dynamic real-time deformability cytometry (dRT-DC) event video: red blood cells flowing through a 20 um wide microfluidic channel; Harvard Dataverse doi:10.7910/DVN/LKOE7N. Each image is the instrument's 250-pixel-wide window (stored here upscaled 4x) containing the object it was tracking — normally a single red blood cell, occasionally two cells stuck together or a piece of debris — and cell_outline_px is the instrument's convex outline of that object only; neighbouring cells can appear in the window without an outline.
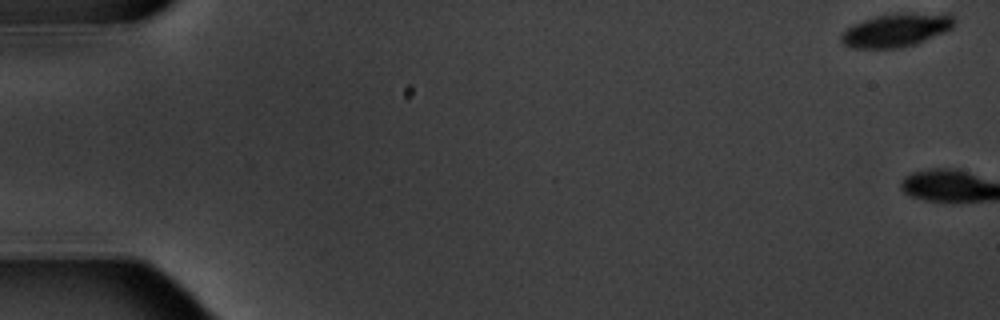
{"species": "common noctule bat (a hibernating species)", "species_latin": "Nyctalus noctula", "temperature_condition": "warm", "stored_images_in_passage": 16, "camera_frame_rate_fps": 3000, "um_per_image_px": 0.085, "animal": {"sex": "male", "body_mass_g": 20.1, "forearm_length_mm": 53.5}, "frame": {"image": 1, "passage_image": 1, "time_ms": 0.0, "image_size_px": [1000, 320], "cell_outline_px": [[956, 24], [952, 28], [944, 32], [916, 44], [896, 48], [852, 48], [844, 44], [840, 40], [840, 36], [852, 24], [876, 16], [896, 12], [952, 12], [956, 20]], "centroid_in_image_um": [76.27, 2.52], "position_along_channel_um": 8.7, "area_um2": 22.54}}
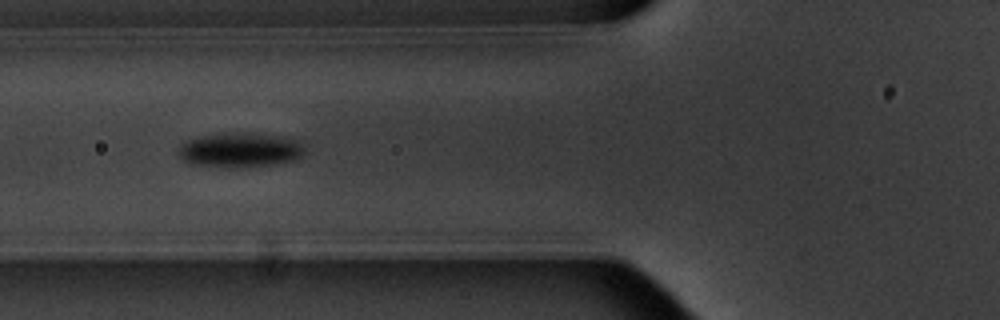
{"frame": {"image": 2, "passage_image": 7, "time_ms": 8.0, "image_size_px": [1000, 320], "cell_outline_px": [[304, 152], [296, 160], [280, 164], [248, 168], [224, 168], [188, 164], [176, 152], [180, 144], [188, 140], [204, 136], [260, 136], [292, 140], [300, 144], [304, 148]], "centroid_in_image_um": [20.32, 12.87], "position_along_channel_um": 105.5, "area_um2": 24.33}}
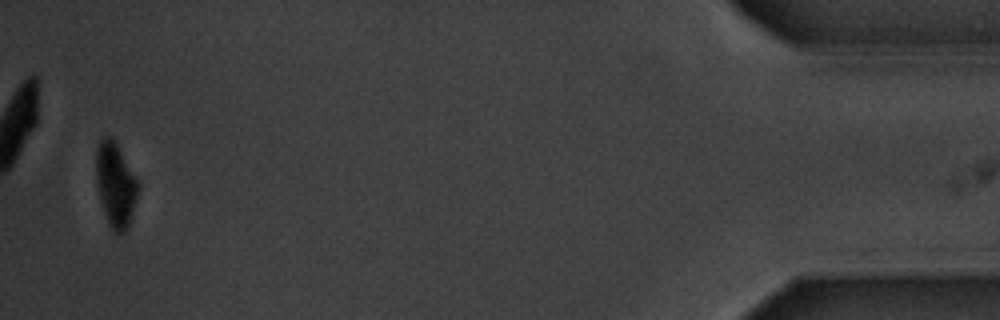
{"frame": {"image": 3, "passage_image": 16, "time_ms": 19.333, "image_size_px": [1000, 320], "cell_outline_px": [[140, 184], [136, 200], [128, 228], [124, 232], [116, 236], [112, 232], [108, 224], [100, 200], [96, 184], [96, 148], [100, 140], [104, 136], [112, 136], [116, 140]], "centroid_in_image_um": [9.82, 15.7], "position_along_channel_um": 425.4, "area_um2": 21.15}, "authors_computed_cell_mechanics": {"area_um2": 23.5246, "velocity_mm_per_s": 3.5197, "shape_relaxation_time_tau1_ms": 1.6319, "shape_relaxation_time_tau2_ms": null, "deformation_change_tau1": 0.1025, "deformation_change_tau2": null}}